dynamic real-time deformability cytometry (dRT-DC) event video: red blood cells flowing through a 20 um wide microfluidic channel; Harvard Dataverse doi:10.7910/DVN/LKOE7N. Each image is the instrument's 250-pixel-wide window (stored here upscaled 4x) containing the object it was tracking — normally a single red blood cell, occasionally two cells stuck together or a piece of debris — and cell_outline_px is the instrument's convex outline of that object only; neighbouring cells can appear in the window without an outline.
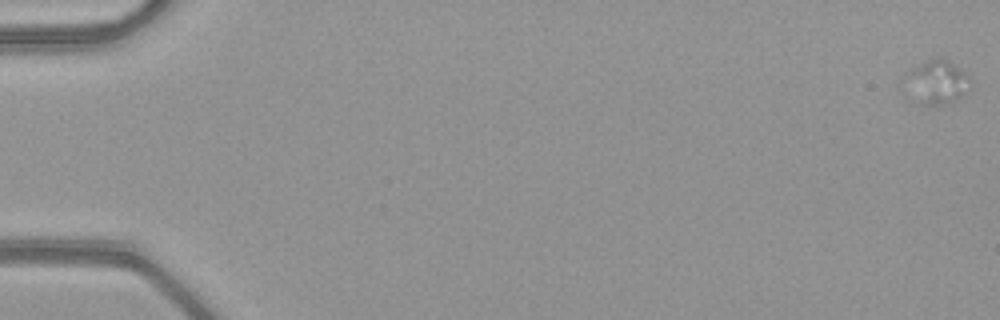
{"species": "common noctule bat (a hibernating species)", "species_latin": "Nyctalus noctula", "temperature_condition": "warm", "stored_images_in_passage": 11, "camera_frame_rate_fps": 3000, "um_per_image_px": 0.085, "animal": {"sex": "female", "body_mass_g": 21.9}, "frame": {"image": 1, "passage_image": 1, "time_ms": 0.0, "image_size_px": [1000, 320], "cell_outline_px": [[972, 88], [964, 96], [956, 100], [944, 104], [920, 104], [904, 76], [904, 72], [924, 60], [936, 56], [940, 56], [960, 68], [964, 72]], "centroid_in_image_um": [79.67, 6.92], "position_along_channel_um": 5.3, "area_um2": 16.47}}